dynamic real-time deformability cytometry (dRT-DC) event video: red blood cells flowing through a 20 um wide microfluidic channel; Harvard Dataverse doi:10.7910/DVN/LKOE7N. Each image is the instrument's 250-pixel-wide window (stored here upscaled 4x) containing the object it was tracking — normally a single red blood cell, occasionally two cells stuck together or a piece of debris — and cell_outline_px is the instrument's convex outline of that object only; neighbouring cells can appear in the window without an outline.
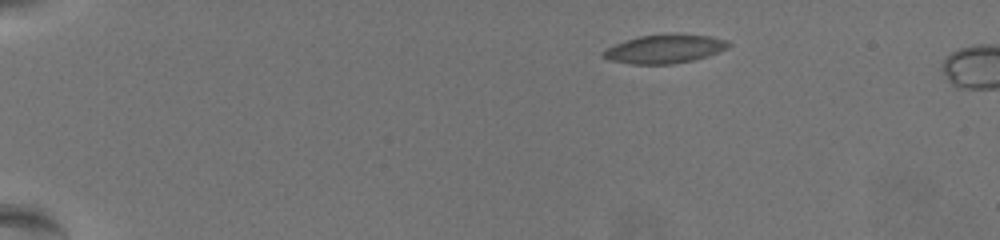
{"species": "common noctule bat (a hibernating species)", "species_latin": "Nyctalus noctula", "temperature_condition": "warm", "stored_images_in_passage": 5, "camera_frame_rate_fps": 3000, "um_per_image_px": 0.085, "animal": {"sex": "female", "body_mass_g": 19.5, "forearm_length_mm": 54.1}, "frame": {"image": 1, "passage_image": 1, "time_ms": 0.0, "image_size_px": [1000, 240], "cell_outline_px": [[732, 44], [728, 48], [692, 60], [672, 64], [632, 64], [608, 60], [600, 56], [600, 52], [616, 44], [640, 36], [676, 32], [712, 36], [728, 40]], "centroid_in_image_um": [56.5, 4.13], "position_along_channel_um": 28.5, "area_um2": 21.15}}